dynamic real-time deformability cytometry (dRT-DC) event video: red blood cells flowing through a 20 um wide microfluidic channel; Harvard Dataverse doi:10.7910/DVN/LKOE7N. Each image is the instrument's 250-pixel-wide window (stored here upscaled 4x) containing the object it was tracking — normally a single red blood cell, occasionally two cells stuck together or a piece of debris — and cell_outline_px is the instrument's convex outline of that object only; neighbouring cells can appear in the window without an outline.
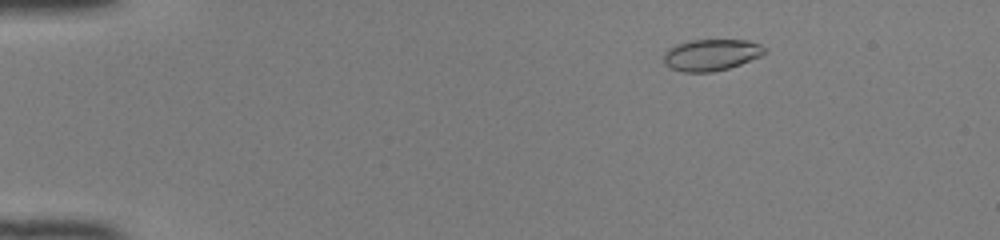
{"species": "common noctule bat (a hibernating species)", "species_latin": "Nyctalus noctula", "temperature_condition": "room temperature", "stored_images_in_passage": 51, "camera_frame_rate_fps": 3000, "um_per_image_px": 0.085, "animal": {"sex": "female", "body_mass_g": 22.0, "forearm_length_mm": 56.7}, "frame": {"image": 1, "passage_image": 9, "time_ms": 2.667, "image_size_px": [1000, 240], "cell_outline_px": [[768, 52], [760, 56], [740, 64], [728, 68], [712, 72], [684, 72], [672, 68], [664, 64], [664, 52], [668, 48], [676, 44], [688, 40], [748, 40], [760, 44], [768, 48]], "centroid_in_image_um": [60.47, 4.65], "position_along_channel_um": 24.5, "area_um2": 18.67}}
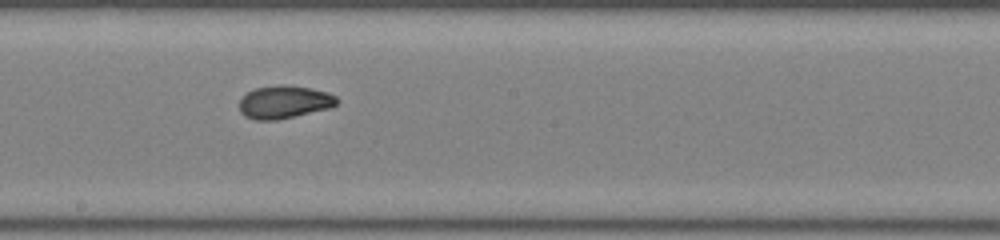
{"frame": {"image": 2, "passage_image": 30, "time_ms": 9.667, "image_size_px": [1000, 240], "cell_outline_px": [[340, 100], [336, 104], [328, 108], [276, 120], [256, 120], [244, 116], [240, 112], [240, 100], [248, 92], [256, 88], [276, 84], [284, 84], [312, 88], [328, 92], [336, 96]], "centroid_in_image_um": [24.16, 8.65], "position_along_channel_um": 224.0, "area_um2": 18.67}}
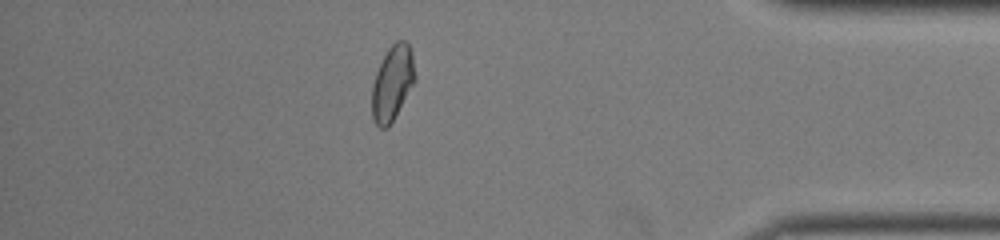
{"frame": {"image": 3, "passage_image": 45, "time_ms": 14.667, "image_size_px": [1000, 240], "cell_outline_px": [[416, 80], [388, 128], [380, 128], [372, 120], [372, 84], [376, 72], [388, 48], [396, 40], [404, 40], [408, 44], [412, 52], [416, 76]], "centroid_in_image_um": [33.36, 7.06], "position_along_channel_um": 401.8, "area_um2": 18.84}, "authors_computed_cell_mechanics": {"area_um2": 18.6116, "velocity_mm_per_s": 4.1496, "shape_relaxation_time_tau1_ms": 5.2851, "shape_relaxation_time_tau2_ms": 1.2388, "deformation_change_tau1": 0.1809, "deformation_change_tau2": 0.049}}